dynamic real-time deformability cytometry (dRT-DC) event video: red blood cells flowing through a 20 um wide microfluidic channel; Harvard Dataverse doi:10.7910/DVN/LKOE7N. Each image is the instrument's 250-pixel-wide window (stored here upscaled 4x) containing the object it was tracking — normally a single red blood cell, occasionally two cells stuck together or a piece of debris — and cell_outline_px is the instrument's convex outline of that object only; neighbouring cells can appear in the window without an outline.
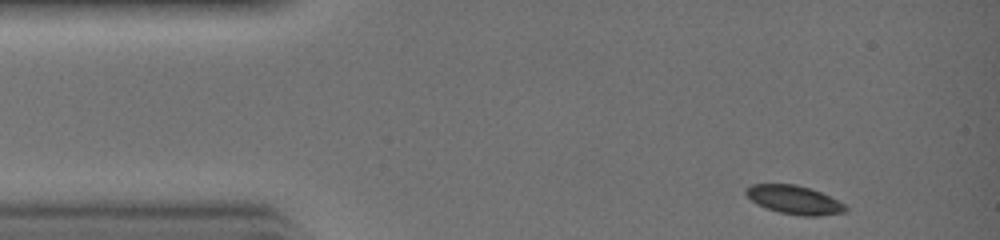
{"species": "common noctule bat (a hibernating species)", "species_latin": "Nyctalus noctula", "temperature_condition": "warm", "stored_images_in_passage": 27, "camera_frame_rate_fps": 3000, "um_per_image_px": 0.085, "animal": {"sex": "female", "body_mass_g": 19.0, "forearm_length_mm": 51.5}, "frame": {"image": 1, "passage_image": 1, "time_ms": 0.0, "image_size_px": [1000, 240], "cell_outline_px": [[848, 212], [820, 216], [804, 216], [780, 212], [764, 208], [756, 204], [744, 192], [744, 188], [752, 184], [796, 184], [820, 192], [844, 204], [848, 208]], "centroid_in_image_um": [67.49, 16.99], "position_along_channel_um": 17.5, "area_um2": 16.59}}
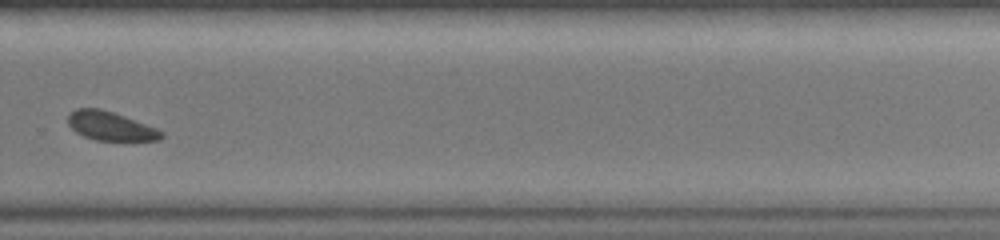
{"frame": {"image": 2, "passage_image": 20, "time_ms": 6.333, "image_size_px": [1000, 240], "cell_outline_px": [[164, 136], [160, 140], [96, 140], [84, 136], [76, 132], [68, 124], [68, 116], [76, 108], [100, 108], [124, 116], [156, 128], [164, 132]], "centroid_in_image_um": [9.39, 10.71], "position_along_channel_um": 320.4, "area_um2": 15.49}}
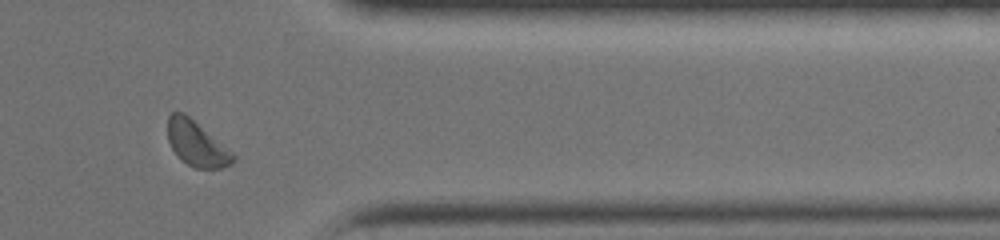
{"frame": {"image": 3, "passage_image": 24, "time_ms": 7.667, "image_size_px": [1000, 240], "cell_outline_px": [[236, 156], [224, 168], [196, 168], [188, 164], [176, 156], [168, 140], [168, 116], [172, 112], [184, 112], [232, 152]], "centroid_in_image_um": [16.67, 12.2], "position_along_channel_um": 394.7, "area_um2": 16.82}}